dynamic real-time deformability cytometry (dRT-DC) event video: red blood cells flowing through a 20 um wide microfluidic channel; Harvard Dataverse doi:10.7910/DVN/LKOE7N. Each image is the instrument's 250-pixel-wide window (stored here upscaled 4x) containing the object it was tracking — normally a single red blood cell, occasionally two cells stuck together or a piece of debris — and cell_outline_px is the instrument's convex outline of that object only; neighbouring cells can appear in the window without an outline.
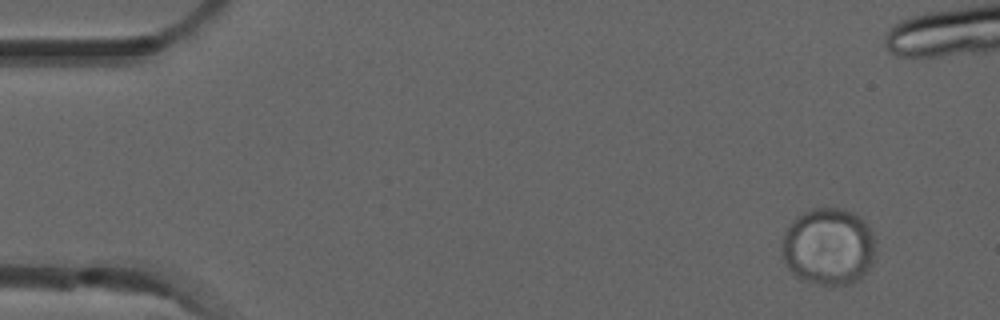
{"species": "common noctule bat (a hibernating species)", "species_latin": "Nyctalus noctula", "temperature_condition": "room temperature", "stored_images_in_passage": 10, "camera_frame_rate_fps": 3000, "um_per_image_px": 0.085, "animal": {"sex": "male", "forearm_length_mm": 52.5}, "frame": {"image": 1, "passage_image": 1, "time_ms": 0.0, "image_size_px": [1000, 320], "cell_outline_px": [[876, 248], [872, 264], [864, 276], [860, 280], [852, 284], [820, 284], [804, 280], [796, 276], [788, 268], [784, 260], [784, 232], [792, 220], [796, 216], [812, 208], [840, 208], [852, 212], [864, 220], [868, 224], [876, 240]], "centroid_in_image_um": [70.48, 20.95], "position_along_channel_um": 14.5, "area_um2": 42.31}}
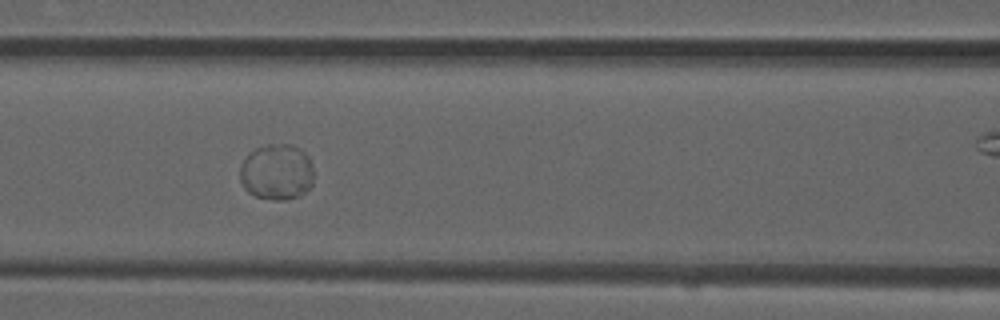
{"frame": {"image": 2, "passage_image": 6, "time_ms": 1.667, "image_size_px": [1000, 320], "cell_outline_px": [[312, 184], [300, 196], [288, 200], [276, 200], [256, 196], [248, 192], [244, 188], [240, 180], [240, 164], [248, 152], [256, 148], [268, 144], [288, 144], [304, 152], [308, 156], [312, 164]], "centroid_in_image_um": [23.49, 14.62], "position_along_channel_um": 143.1, "area_um2": 24.16}}
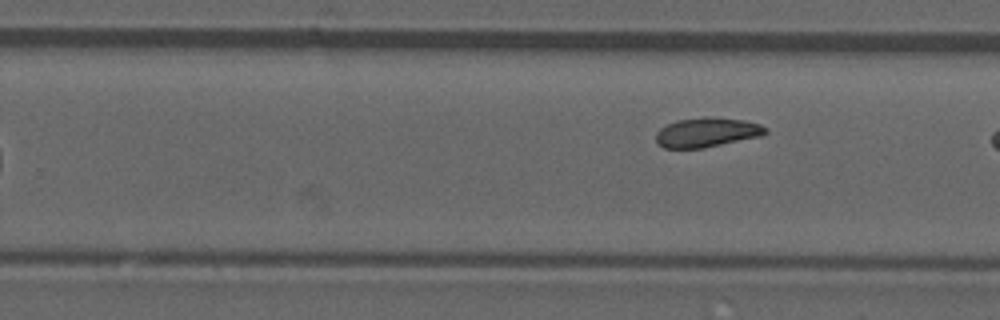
{"frame": {"image": 3, "passage_image": 10, "time_ms": 3.0, "image_size_px": [1000, 320], "cell_outline_px": [[768, 132], [760, 136], [704, 148], [664, 148], [656, 140], [656, 132], [660, 128], [676, 120], [704, 116], [712, 116], [744, 120], [760, 124], [768, 128]], "centroid_in_image_um": [60.09, 11.23], "position_along_channel_um": 269.7, "area_um2": 18.96}}